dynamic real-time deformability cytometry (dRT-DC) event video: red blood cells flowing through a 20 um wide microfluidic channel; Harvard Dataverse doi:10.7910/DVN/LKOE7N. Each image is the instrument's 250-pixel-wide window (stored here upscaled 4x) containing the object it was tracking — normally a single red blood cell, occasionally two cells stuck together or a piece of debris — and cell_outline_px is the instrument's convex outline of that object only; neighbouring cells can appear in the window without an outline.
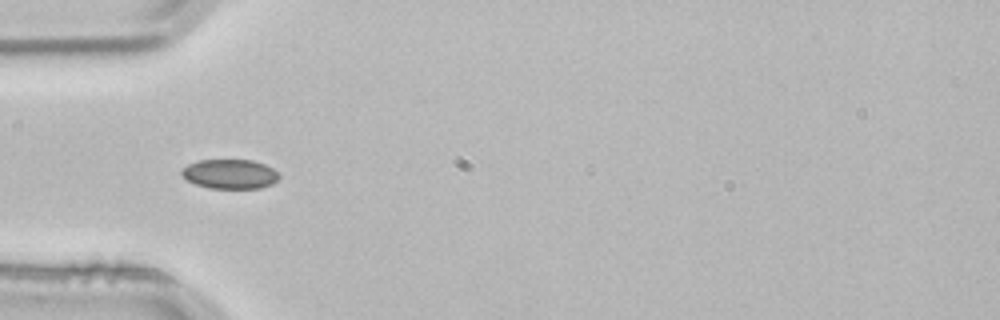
{"species": "common noctule bat (a hibernating species)", "species_latin": "Nyctalus noctula", "temperature_condition": "room temperature", "stored_images_in_passage": 3, "camera_frame_rate_fps": 3000, "um_per_image_px": 0.085, "animal": {"sex": "male", "body_mass_g": 21.5, "forearm_length_mm": 52.0}, "frame": {"image": 1, "passage_image": 3, "time_ms": 0.667, "image_size_px": [1000, 320], "cell_outline_px": [[280, 176], [272, 184], [260, 188], [208, 188], [196, 184], [188, 180], [180, 172], [188, 164], [200, 160], [252, 160], [264, 164], [272, 168]], "centroid_in_image_um": [19.55, 14.79], "position_along_channel_um": 65.4, "area_um2": 16.53}}